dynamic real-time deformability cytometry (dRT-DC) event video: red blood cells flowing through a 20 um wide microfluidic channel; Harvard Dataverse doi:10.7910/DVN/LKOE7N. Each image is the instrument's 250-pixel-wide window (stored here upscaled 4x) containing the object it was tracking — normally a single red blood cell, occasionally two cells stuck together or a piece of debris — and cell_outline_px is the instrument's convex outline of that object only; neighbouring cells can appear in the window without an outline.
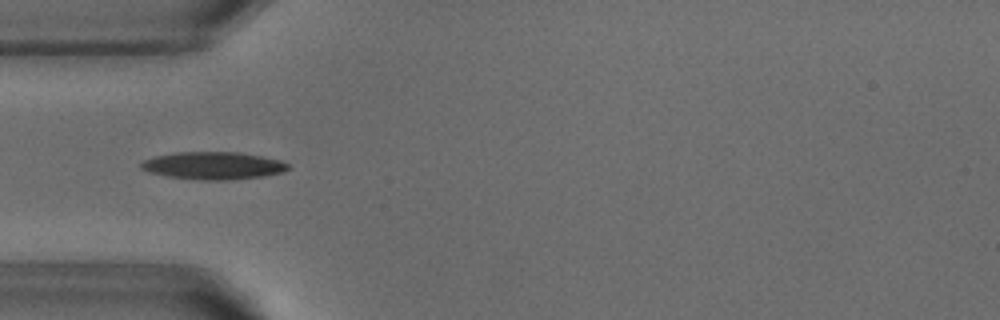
{"species": "common noctule bat (a hibernating species)", "species_latin": "Nyctalus noctula", "temperature_condition": "warm", "stored_images_in_passage": 38, "camera_frame_rate_fps": 3000, "um_per_image_px": 0.085, "animal": {"sex": "male", "body_mass_g": 18.8}, "frame": {"image": 1, "passage_image": 3, "time_ms": 0.667, "image_size_px": [1000, 320], "cell_outline_px": [[292, 168], [284, 172], [264, 176], [228, 180], [200, 180], [168, 176], [148, 172], [140, 168], [140, 164], [144, 160], [156, 156], [176, 152], [240, 152], [280, 160], [288, 164]], "centroid_in_image_um": [18.15, 14.08], "position_along_channel_um": 66.8, "area_um2": 23.64}}
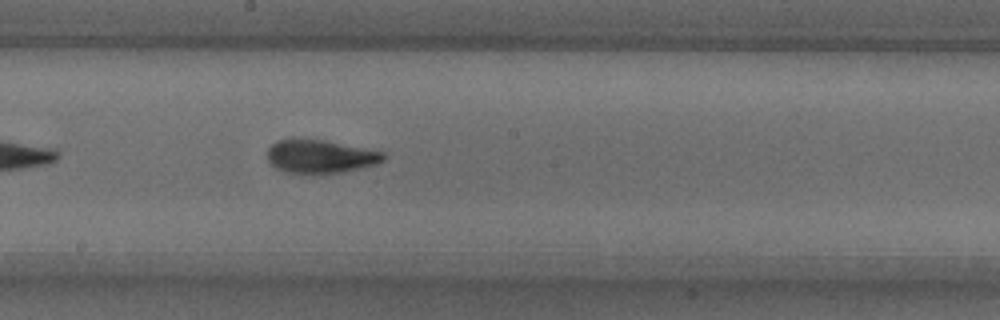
{"frame": {"image": 2, "passage_image": 15, "time_ms": 4.667, "image_size_px": [1000, 320], "cell_outline_px": [[388, 156], [384, 160], [376, 164], [360, 168], [340, 172], [288, 172], [276, 168], [268, 160], [268, 148], [276, 140], [292, 136], [324, 140], [384, 152]], "centroid_in_image_um": [27.2, 13.24], "position_along_channel_um": 221.0, "area_um2": 22.6}}
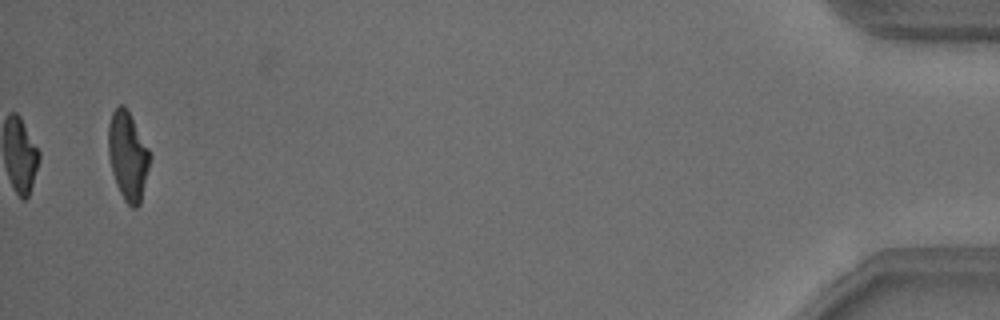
{"frame": {"image": 3, "passage_image": 38, "time_ms": 12.333, "image_size_px": [1000, 320], "cell_outline_px": [[152, 156], [140, 204], [136, 208], [132, 208], [124, 200], [116, 184], [112, 172], [108, 152], [108, 124], [112, 112], [120, 104], [124, 104], [128, 108]], "centroid_in_image_um": [10.87, 13.23], "position_along_channel_um": 424.3, "area_um2": 21.68}, "authors_computed_cell_mechanics": {"area_um2": 22.1663, "velocity_mm_per_s": 3.8209, "shape_relaxation_time_tau1_ms": 2.9548, "shape_relaxation_time_tau2_ms": 1.4233, "deformation_change_tau1": 0.1867, "deformation_change_tau2": 0.0909}}